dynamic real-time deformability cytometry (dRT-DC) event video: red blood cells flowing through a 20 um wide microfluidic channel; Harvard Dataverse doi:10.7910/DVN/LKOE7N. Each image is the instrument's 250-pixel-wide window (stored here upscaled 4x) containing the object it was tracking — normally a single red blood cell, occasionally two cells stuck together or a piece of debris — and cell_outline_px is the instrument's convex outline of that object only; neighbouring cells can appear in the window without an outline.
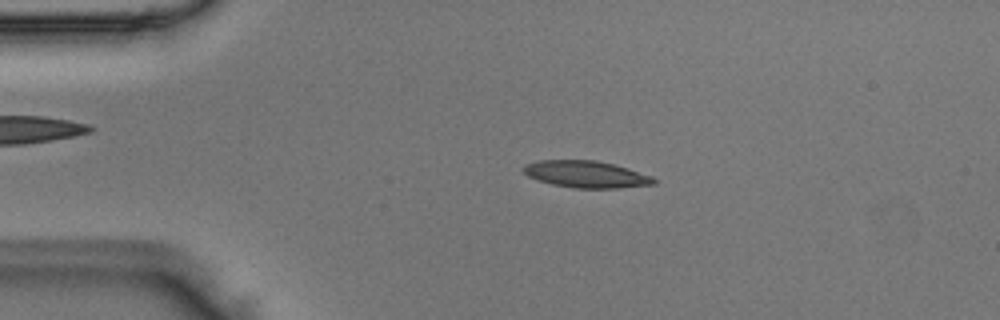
{"species": "Egyptian fruit bat (a non-hibernating species)", "species_latin": "Rousettus aegyptiacus", "temperature_condition": "room temperature", "stored_images_in_passage": 51, "camera_frame_rate_fps": 3000, "um_per_image_px": 0.085, "animal": {"sex": "male"}, "frame": {"image": 1, "passage_image": 11, "time_ms": 3.333, "image_size_px": [1000, 320], "cell_outline_px": [[656, 184], [620, 188], [572, 188], [552, 184], [536, 180], [528, 176], [524, 172], [524, 164], [540, 160], [596, 160], [628, 168], [652, 176], [656, 180]], "centroid_in_image_um": [49.82, 14.82], "position_along_channel_um": 35.2, "area_um2": 20.46}}
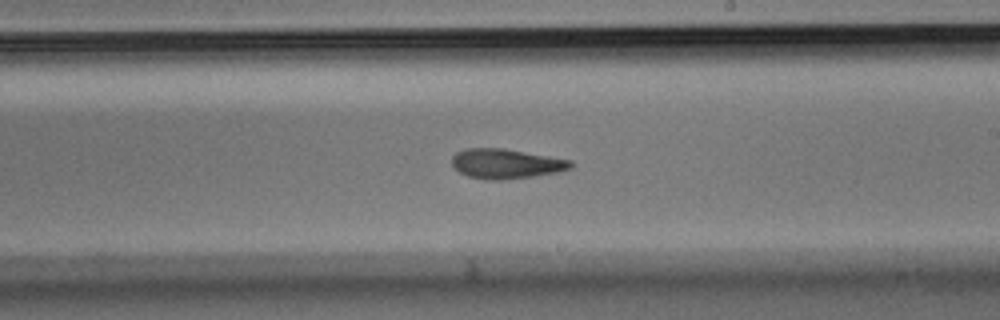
{"frame": {"image": 2, "passage_image": 30, "time_ms": 9.667, "image_size_px": [1000, 320], "cell_outline_px": [[572, 168], [556, 172], [532, 176], [500, 180], [492, 180], [468, 176], [460, 172], [452, 164], [452, 156], [456, 152], [464, 148], [504, 148], [572, 160]], "centroid_in_image_um": [43.0, 13.9], "position_along_channel_um": 246.0, "area_um2": 20.46}}
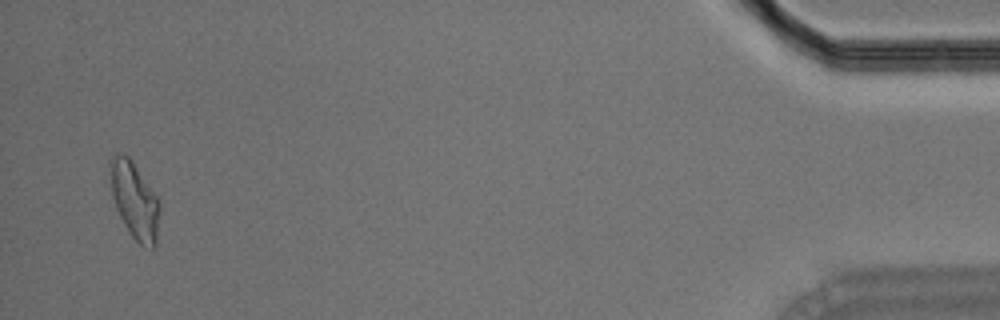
{"frame": {"image": 3, "passage_image": 50, "time_ms": 16.333, "image_size_px": [1000, 320], "cell_outline_px": [[160, 208], [156, 248], [144, 248], [132, 236], [124, 224], [116, 208], [112, 196], [108, 160], [116, 152], [128, 156], [132, 160], [160, 200]], "centroid_in_image_um": [11.44, 17.02], "position_along_channel_um": 423.8, "area_um2": 22.48}}